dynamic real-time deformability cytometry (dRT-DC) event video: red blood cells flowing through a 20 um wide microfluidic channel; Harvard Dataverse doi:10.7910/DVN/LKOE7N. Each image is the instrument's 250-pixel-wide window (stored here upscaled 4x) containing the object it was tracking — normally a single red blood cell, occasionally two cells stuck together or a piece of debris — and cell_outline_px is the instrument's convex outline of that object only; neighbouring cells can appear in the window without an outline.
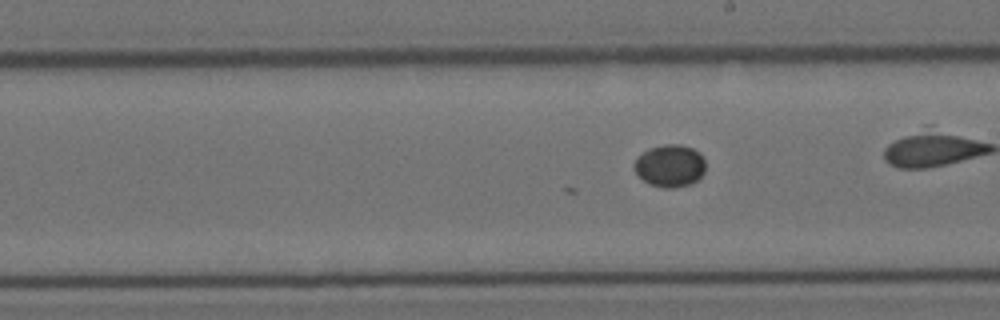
{"species": "Egyptian fruit bat (a non-hibernating species)", "species_latin": "Rousettus aegyptiacus", "temperature_condition": "cold", "stored_images_in_passage": 30, "camera_frame_rate_fps": 3000, "um_per_image_px": 0.085, "animal": {"sex": "female"}, "frame": {"image": 1, "passage_image": 24, "time_ms": 7.667, "image_size_px": [1000, 320], "cell_outline_px": [[704, 172], [692, 184], [672, 188], [660, 188], [648, 184], [632, 168], [632, 164], [644, 152], [652, 148], [664, 144], [680, 144], [692, 148], [700, 152], [704, 160]], "centroid_in_image_um": [56.94, 14.1], "position_along_channel_um": 232.1, "area_um2": 17.57}}